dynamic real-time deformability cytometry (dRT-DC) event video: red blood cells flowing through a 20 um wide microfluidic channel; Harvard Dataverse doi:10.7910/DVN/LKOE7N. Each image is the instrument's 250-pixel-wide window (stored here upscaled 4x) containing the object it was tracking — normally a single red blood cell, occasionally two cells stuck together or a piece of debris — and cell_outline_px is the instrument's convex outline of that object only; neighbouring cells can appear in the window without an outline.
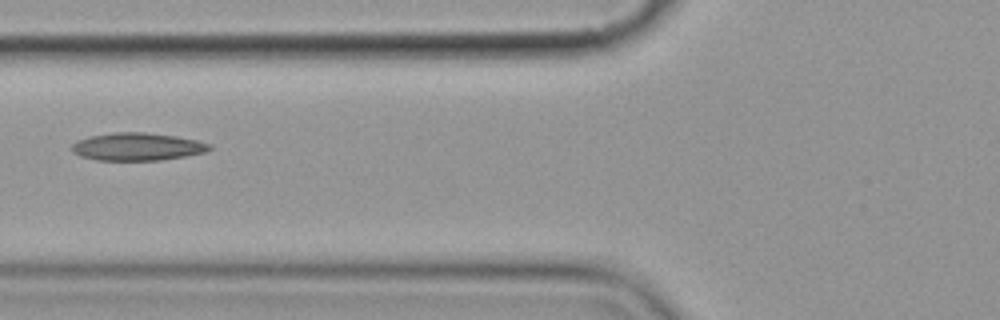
{"species": "common noctule bat (a hibernating species)", "species_latin": "Nyctalus noctula", "temperature_condition": "cold", "stored_images_in_passage": 7, "camera_frame_rate_fps": 3000, "um_per_image_px": 0.085, "animal": {"sex": "female", "body_mass_g": 19.9}, "frame": {"image": 1, "passage_image": 7, "time_ms": 7.0, "image_size_px": [1000, 320], "cell_outline_px": [[212, 148], [208, 152], [160, 160], [96, 160], [80, 156], [72, 152], [72, 144], [76, 140], [92, 136], [112, 132], [144, 132], [176, 136], [196, 140], [212, 144]], "centroid_in_image_um": [11.68, 12.46], "position_along_channel_um": 114.1, "area_um2": 22.31}}